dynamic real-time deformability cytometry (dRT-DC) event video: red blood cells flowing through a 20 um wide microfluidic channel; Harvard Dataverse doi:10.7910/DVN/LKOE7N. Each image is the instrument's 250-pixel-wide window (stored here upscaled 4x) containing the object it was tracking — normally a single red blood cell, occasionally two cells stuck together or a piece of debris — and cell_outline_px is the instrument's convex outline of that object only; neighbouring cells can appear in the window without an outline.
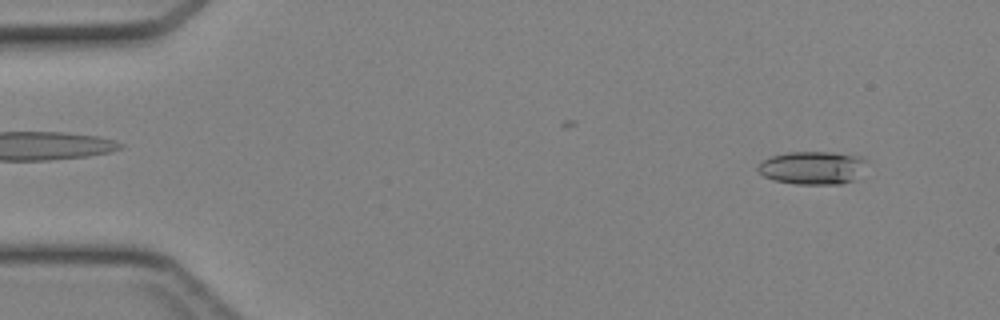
{"species": "Egyptian fruit bat (a non-hibernating species)", "species_latin": "Rousettus aegyptiacus", "temperature_condition": "cold", "stored_images_in_passage": 38, "camera_frame_rate_fps": 3000, "um_per_image_px": 0.085, "animal": {"sex": "female"}, "frame": {"image": 1, "passage_image": 3, "time_ms": 0.667, "image_size_px": [1000, 320], "cell_outline_px": [[868, 160], [852, 180], [844, 184], [792, 184], [772, 180], [764, 176], [756, 168], [756, 164], [772, 156], [784, 152], [832, 152], [860, 156]], "centroid_in_image_um": [69.0, 14.26], "position_along_channel_um": 16.0, "area_um2": 20.98}}
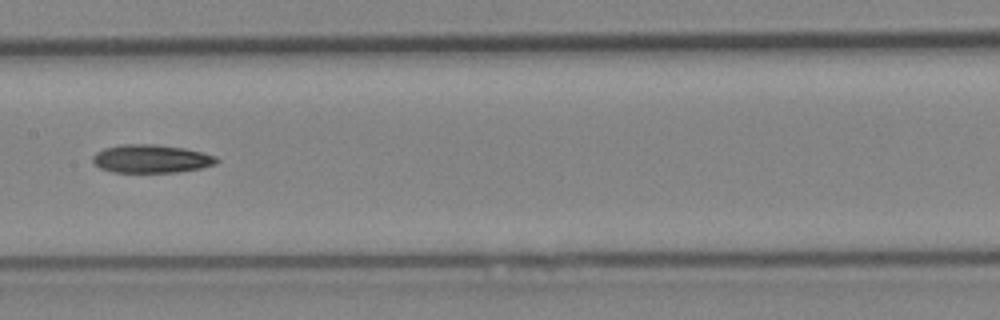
{"frame": {"image": 2, "passage_image": 22, "time_ms": 7.0, "image_size_px": [1000, 320], "cell_outline_px": [[220, 160], [216, 164], [200, 168], [180, 172], [112, 172], [100, 168], [92, 160], [92, 156], [96, 152], [104, 148], [120, 144], [156, 144], [184, 148], [216, 156]], "centroid_in_image_um": [12.85, 13.49], "position_along_channel_um": 194.6, "area_um2": 20.46}}
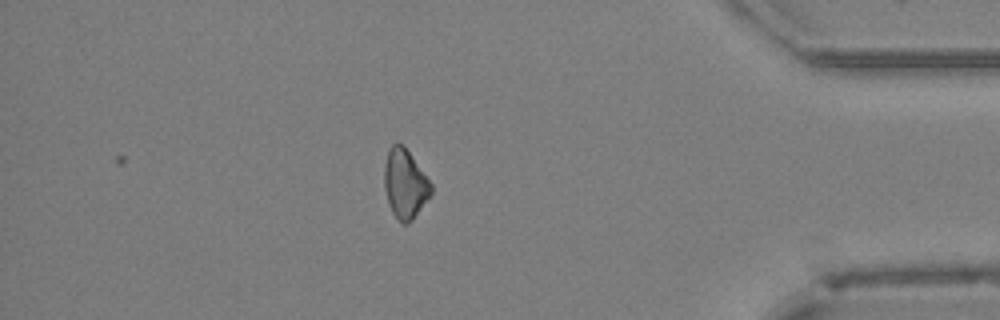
{"frame": {"image": 3, "passage_image": 38, "time_ms": 12.333, "image_size_px": [1000, 320], "cell_outline_px": [[432, 192], [412, 220], [408, 224], [400, 224], [392, 212], [388, 204], [384, 188], [384, 164], [388, 148], [396, 140], [408, 152], [432, 184]], "centroid_in_image_um": [34.38, 15.64], "position_along_channel_um": 400.8, "area_um2": 18.79}}